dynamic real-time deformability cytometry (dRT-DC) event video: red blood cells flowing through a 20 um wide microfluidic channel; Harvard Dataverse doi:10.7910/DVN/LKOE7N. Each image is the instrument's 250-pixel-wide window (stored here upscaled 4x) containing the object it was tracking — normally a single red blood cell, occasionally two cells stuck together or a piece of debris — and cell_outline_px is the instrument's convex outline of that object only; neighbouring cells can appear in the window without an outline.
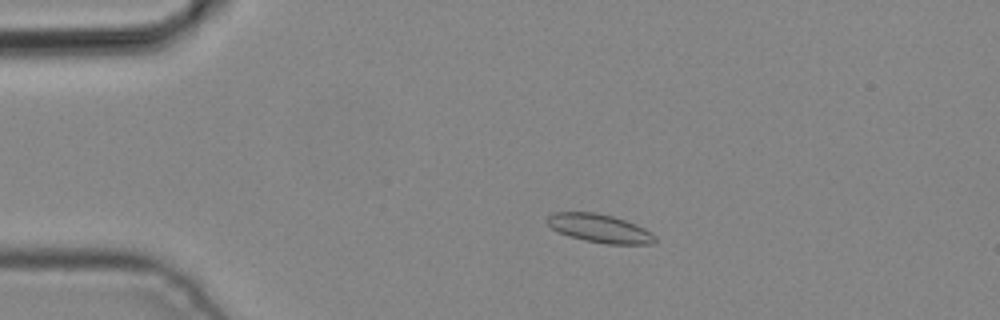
{"species": "common noctule bat (a hibernating species)", "species_latin": "Nyctalus noctula", "temperature_condition": "cold", "stored_images_in_passage": 3, "camera_frame_rate_fps": 3000, "um_per_image_px": 0.085, "animal": {"sex": "male", "body_mass_g": 19.2, "forearm_length_mm": 51.8}, "frame": {"image": 1, "passage_image": 3, "time_ms": 0.667, "image_size_px": [1000, 320], "cell_outline_px": [[656, 240], [652, 244], [608, 244], [584, 240], [568, 236], [556, 232], [548, 224], [548, 216], [556, 212], [596, 212], [612, 216], [636, 224], [652, 232], [656, 236]], "centroid_in_image_um": [50.98, 19.41], "position_along_channel_um": 34.0, "area_um2": 17.86}}